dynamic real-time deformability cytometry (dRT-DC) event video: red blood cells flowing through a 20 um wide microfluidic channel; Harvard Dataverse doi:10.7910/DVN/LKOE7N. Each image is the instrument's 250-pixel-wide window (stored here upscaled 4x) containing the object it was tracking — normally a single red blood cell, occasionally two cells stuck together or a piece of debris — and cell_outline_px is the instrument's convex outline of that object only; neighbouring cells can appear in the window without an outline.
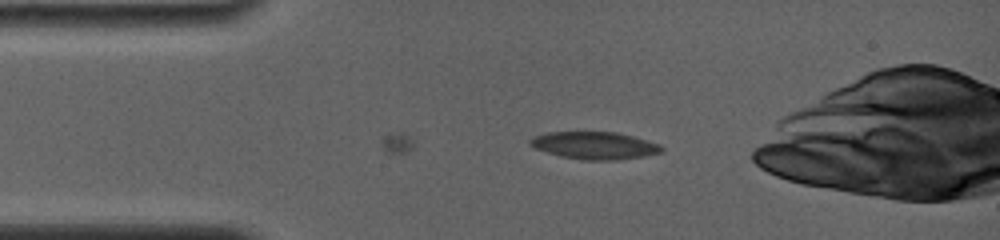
{"species": "common noctule bat (a hibernating species)", "species_latin": "Nyctalus noctula", "temperature_condition": "room temperature", "stored_images_in_passage": 11, "camera_frame_rate_fps": 4000, "um_per_image_px": 0.085, "animal": {"sex": "female", "body_mass_g": 19.0, "forearm_length_mm": 56.7}, "frame": {"image": 1, "passage_image": 11, "time_ms": 5.25, "image_size_px": [1000, 240], "cell_outline_px": [[664, 152], [644, 156], [616, 160], [584, 160], [560, 156], [536, 148], [528, 144], [528, 140], [532, 136], [548, 132], [616, 132], [632, 136], [660, 144], [664, 148]], "centroid_in_image_um": [50.54, 12.36], "position_along_channel_um": 34.5, "area_um2": 21.04}}